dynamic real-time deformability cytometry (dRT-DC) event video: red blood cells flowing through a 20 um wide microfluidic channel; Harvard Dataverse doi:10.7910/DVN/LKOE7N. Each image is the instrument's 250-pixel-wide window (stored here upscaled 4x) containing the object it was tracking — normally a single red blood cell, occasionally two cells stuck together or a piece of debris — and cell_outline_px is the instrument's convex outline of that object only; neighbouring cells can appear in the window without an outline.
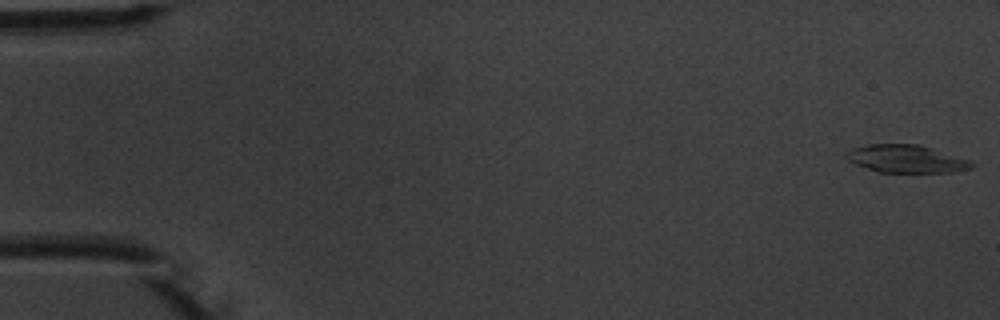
{"species": "common noctule bat (a hibernating species)", "species_latin": "Nyctalus noctula", "temperature_condition": "warm", "stored_images_in_passage": 6, "segment_of_instrument_passage": [1, 2], "camera_frame_rate_fps": 3000, "um_per_image_px": 0.085, "animal": {"sex": "male", "body_mass_g": 20.1, "forearm_length_mm": 53.5}, "frame": {"image": 1, "passage_image": 1, "time_ms": 0.0, "image_size_px": [1000, 320], "cell_outline_px": [[976, 164], [972, 168], [952, 172], [880, 172], [856, 164], [848, 160], [844, 156], [852, 148], [868, 144], [920, 144], [972, 160]], "centroid_in_image_um": [77.09, 13.49], "position_along_channel_um": 7.9, "area_um2": 20.35}}
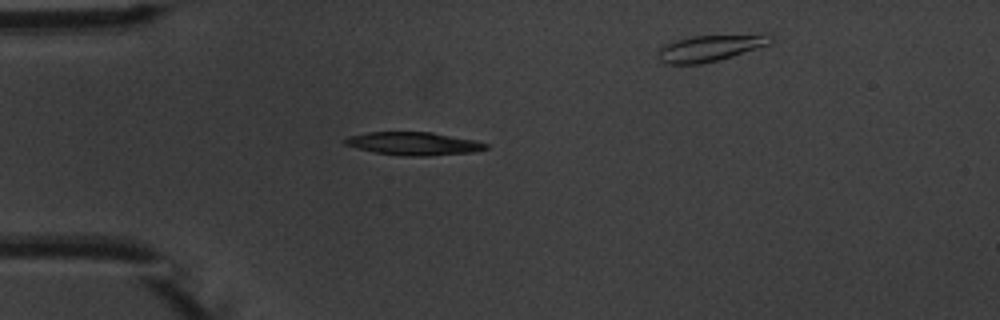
{"frame": {"image": 2, "passage_image": 5, "time_ms": 4.667, "image_size_px": [1000, 320], "cell_outline_px": [[488, 148], [476, 152], [428, 156], [404, 156], [376, 152], [344, 144], [340, 140], [348, 136], [368, 132], [432, 132], [476, 140], [488, 144]], "centroid_in_image_um": [35.19, 12.2], "position_along_channel_um": 49.8, "area_um2": 19.02}}